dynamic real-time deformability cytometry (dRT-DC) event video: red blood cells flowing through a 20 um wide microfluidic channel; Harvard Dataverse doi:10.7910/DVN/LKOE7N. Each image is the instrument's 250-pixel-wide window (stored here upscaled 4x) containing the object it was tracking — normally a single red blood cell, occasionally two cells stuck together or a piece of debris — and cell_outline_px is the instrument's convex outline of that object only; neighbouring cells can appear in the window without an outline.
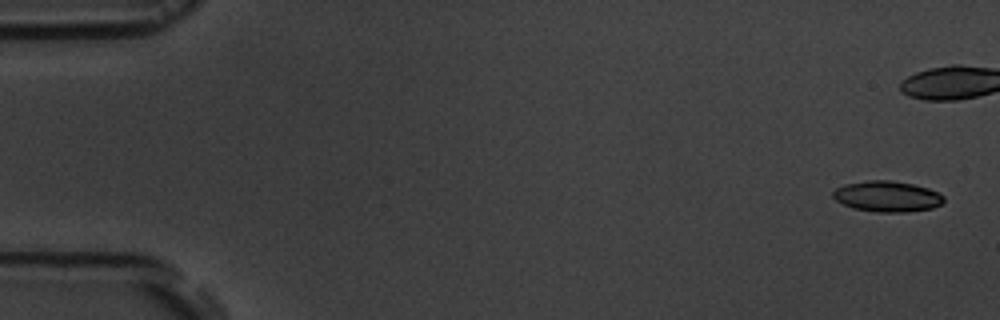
{"species": "common noctule bat (a hibernating species)", "species_latin": "Nyctalus noctula", "temperature_condition": "room temperature", "stored_images_in_passage": 10, "camera_frame_rate_fps": 3000, "um_per_image_px": 0.085, "animal": {"sex": "male", "body_mass_g": 19.5, "forearm_length_mm": 54.6}, "frame": {"image": 1, "passage_image": 1, "time_ms": 0.0, "image_size_px": [1000, 320], "cell_outline_px": [[944, 200], [940, 204], [932, 208], [908, 212], [876, 212], [852, 208], [836, 200], [832, 196], [832, 192], [836, 188], [844, 184], [868, 180], [888, 180], [912, 184], [928, 188], [940, 192], [944, 196]], "centroid_in_image_um": [75.41, 16.69], "position_along_channel_um": 9.6, "area_um2": 19.94}}
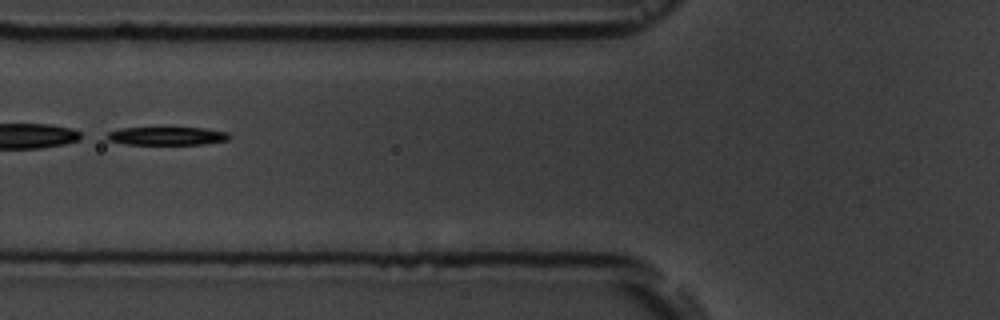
{"frame": {"image": 2, "passage_image": 7, "time_ms": 7.667, "image_size_px": [1000, 320], "cell_outline_px": [[232, 136], [228, 140], [204, 144], [124, 144], [108, 140], [104, 136], [108, 132], [120, 128], [204, 128], [228, 132]], "centroid_in_image_um": [14.19, 11.56], "position_along_channel_um": 111.6, "area_um2": 13.01}}
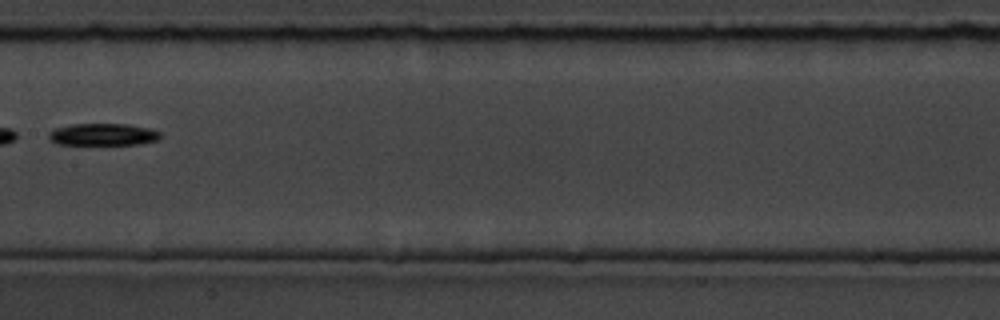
{"frame": {"image": 3, "passage_image": 9, "time_ms": 10.0, "image_size_px": [1000, 320], "cell_outline_px": [[160, 136], [156, 140], [140, 144], [56, 144], [48, 140], [48, 132], [56, 128], [72, 124], [128, 124], [148, 128], [160, 132]], "centroid_in_image_um": [8.7, 11.43], "position_along_channel_um": 198.7, "area_um2": 14.28}}